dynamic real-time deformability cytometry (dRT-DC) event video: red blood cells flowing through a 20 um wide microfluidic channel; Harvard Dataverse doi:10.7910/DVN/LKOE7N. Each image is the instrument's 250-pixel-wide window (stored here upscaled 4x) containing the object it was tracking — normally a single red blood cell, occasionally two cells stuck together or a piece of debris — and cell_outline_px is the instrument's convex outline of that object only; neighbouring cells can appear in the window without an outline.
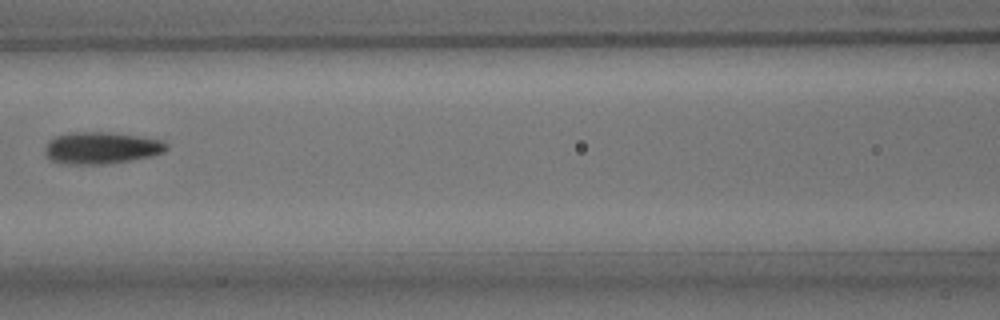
{"species": "common noctule bat (a hibernating species)", "species_latin": "Nyctalus noctula", "temperature_condition": "room temperature", "stored_images_in_passage": 7, "camera_frame_rate_fps": 3000, "um_per_image_px": 0.085, "animal": {"sex": "male", "body_mass_g": 15.6}, "frame": {"image": 1, "passage_image": 6, "time_ms": 5.667, "image_size_px": [1000, 320], "cell_outline_px": [[168, 148], [164, 152], [152, 156], [112, 164], [64, 164], [52, 160], [44, 152], [44, 148], [48, 140], [56, 136], [72, 132], [104, 132], [160, 140], [168, 144]], "centroid_in_image_um": [8.58, 12.59], "position_along_channel_um": 158.0, "area_um2": 22.48}}
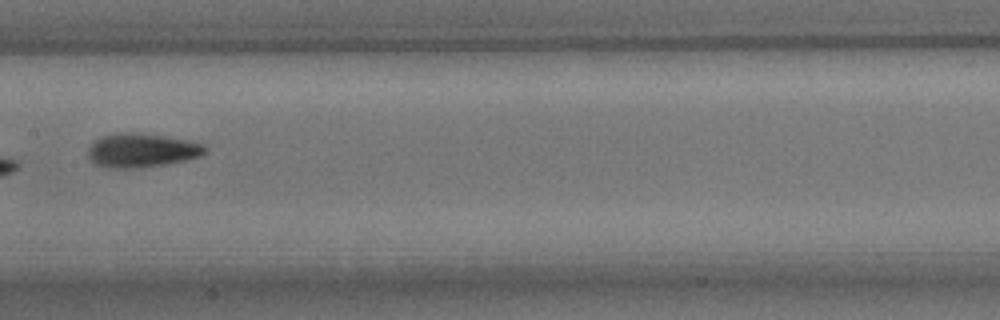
{"frame": {"image": 2, "passage_image": 7, "time_ms": 6.667, "image_size_px": [1000, 320], "cell_outline_px": [[208, 148], [200, 156], [184, 160], [164, 164], [136, 168], [108, 168], [96, 164], [88, 156], [88, 148], [96, 140], [104, 136], [120, 132], [136, 132], [164, 136], [188, 140], [204, 144]], "centroid_in_image_um": [12.05, 12.77], "position_along_channel_um": 195.4, "area_um2": 22.95}}